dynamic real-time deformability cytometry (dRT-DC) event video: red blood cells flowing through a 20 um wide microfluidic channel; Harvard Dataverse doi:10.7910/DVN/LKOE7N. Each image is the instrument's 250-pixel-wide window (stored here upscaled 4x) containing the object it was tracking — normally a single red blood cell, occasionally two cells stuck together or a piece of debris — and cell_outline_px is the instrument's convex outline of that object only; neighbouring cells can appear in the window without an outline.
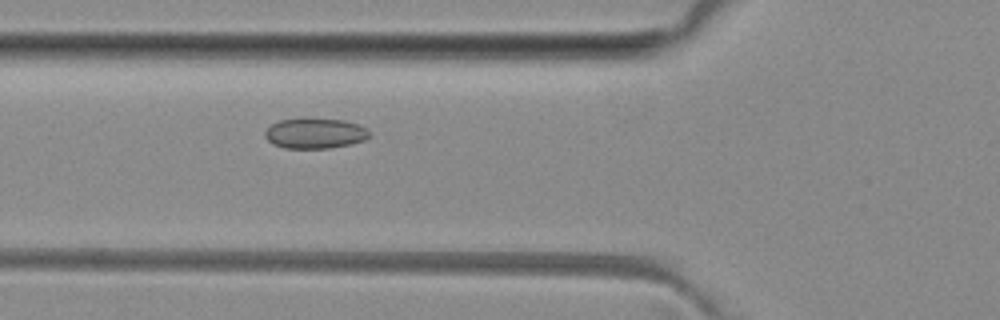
{"species": "common noctule bat (a hibernating species)", "species_latin": "Nyctalus noctula", "temperature_condition": "room temperature", "stored_images_in_passage": 5, "camera_frame_rate_fps": 3000, "um_per_image_px": 0.085, "animal": {"sex": "female", "body_mass_g": 29.2, "forearm_length_mm": 56.3}, "frame": {"image": 1, "passage_image": 5, "time_ms": 5.0, "image_size_px": [1000, 320], "cell_outline_px": [[368, 136], [364, 140], [348, 144], [328, 148], [284, 148], [272, 144], [264, 136], [264, 132], [272, 124], [280, 120], [304, 116], [344, 120], [360, 124], [368, 128]], "centroid_in_image_um": [26.75, 11.29], "position_along_channel_um": 99.1, "area_um2": 18.9}}